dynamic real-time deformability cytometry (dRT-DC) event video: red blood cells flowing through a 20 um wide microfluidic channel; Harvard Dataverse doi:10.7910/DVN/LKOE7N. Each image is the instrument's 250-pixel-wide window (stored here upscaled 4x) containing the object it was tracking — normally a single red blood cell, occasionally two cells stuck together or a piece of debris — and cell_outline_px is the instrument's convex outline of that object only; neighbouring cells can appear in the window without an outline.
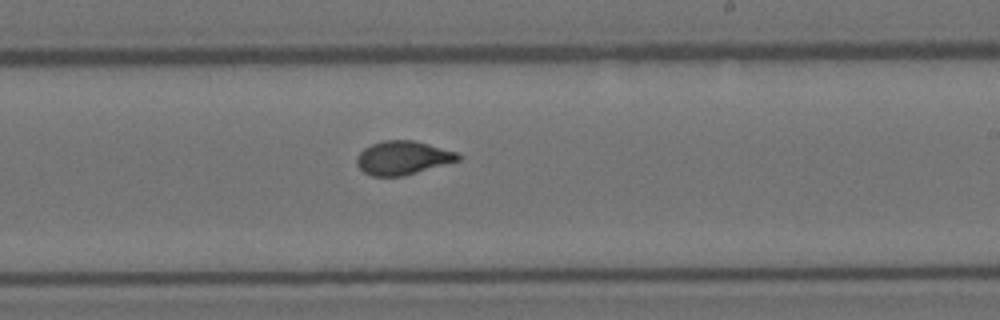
{"species": "Egyptian fruit bat (a non-hibernating species)", "species_latin": "Rousettus aegyptiacus", "temperature_condition": "room temperature", "stored_images_in_passage": 6, "camera_frame_rate_fps": 3000, "um_per_image_px": 0.085, "animal": {"sex": "female"}, "frame": {"image": 1, "passage_image": 6, "time_ms": 1.667, "image_size_px": [1000, 320], "cell_outline_px": [[464, 156], [460, 160], [404, 176], [372, 176], [364, 172], [356, 164], [356, 156], [364, 148], [372, 144], [384, 140], [412, 140], [428, 144], [456, 152]], "centroid_in_image_um": [34.24, 13.42], "position_along_channel_um": 254.8, "area_um2": 19.88}}